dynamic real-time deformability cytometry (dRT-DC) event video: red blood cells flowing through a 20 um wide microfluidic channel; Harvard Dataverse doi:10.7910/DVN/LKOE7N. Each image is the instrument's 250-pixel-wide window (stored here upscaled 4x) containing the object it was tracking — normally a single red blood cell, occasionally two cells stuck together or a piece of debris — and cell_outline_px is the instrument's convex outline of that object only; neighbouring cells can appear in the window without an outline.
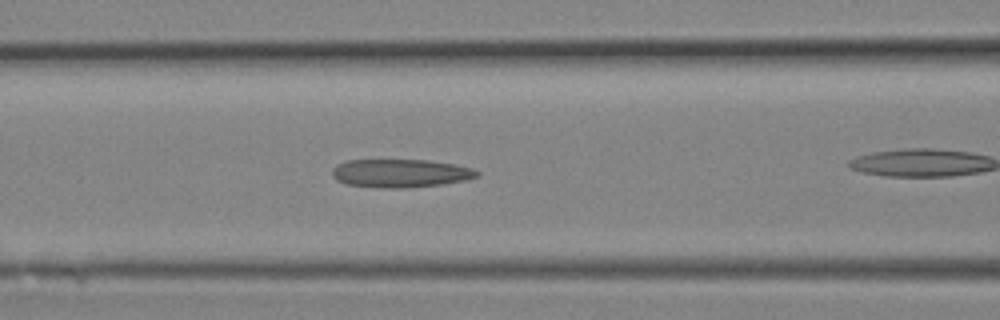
{"species": "Egyptian fruit bat (a non-hibernating species)", "species_latin": "Rousettus aegyptiacus", "temperature_condition": "room temperature", "stored_images_in_passage": 8, "segment_of_instrument_passage": [1, 2], "camera_frame_rate_fps": 3000, "um_per_image_px": 0.085, "animal": {"sex": "female"}, "frame": {"image": 1, "passage_image": 7, "time_ms": 2.0, "image_size_px": [1000, 320], "cell_outline_px": [[480, 172], [476, 176], [464, 180], [440, 184], [404, 188], [380, 188], [348, 184], [336, 180], [332, 176], [332, 168], [336, 164], [344, 160], [428, 160], [456, 164], [472, 168]], "centroid_in_image_um": [33.99, 14.71], "position_along_channel_um": 132.6, "area_um2": 23.87}}